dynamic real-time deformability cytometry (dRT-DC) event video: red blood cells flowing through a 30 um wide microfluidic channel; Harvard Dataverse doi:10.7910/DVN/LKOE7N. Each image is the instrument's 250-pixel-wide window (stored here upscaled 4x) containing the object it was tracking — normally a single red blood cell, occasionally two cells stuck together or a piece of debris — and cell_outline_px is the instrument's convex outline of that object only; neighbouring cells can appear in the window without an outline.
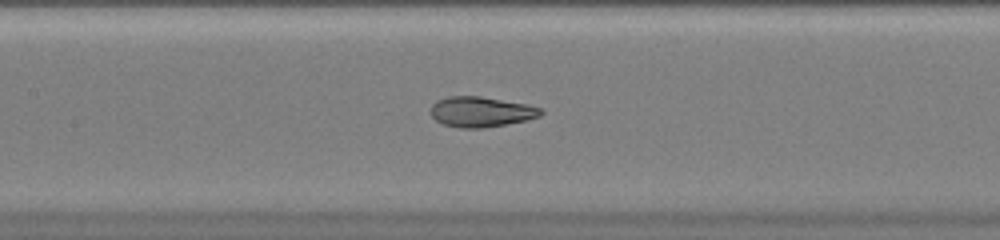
{"species": "common noctule bat (a hibernating species)", "species_latin": "Nyctalus noctula", "temperature_condition": "warm", "stored_images_in_passage": 51, "camera_frame_rate_fps": 3000, "um_per_image_px": 0.085, "animal": {"sex": "female", "body_mass_g": 20.0, "forearm_length_mm": 54.0}, "frame": {"image": 1, "passage_image": 25, "time_ms": 8.0, "image_size_px": [1000, 240], "cell_outline_px": [[544, 112], [540, 116], [528, 120], [484, 128], [460, 128], [444, 124], [436, 120], [432, 116], [432, 104], [436, 100], [448, 96], [480, 96], [528, 104], [540, 108]], "centroid_in_image_um": [40.91, 9.5], "position_along_channel_um": 166.5, "area_um2": 19.48}}
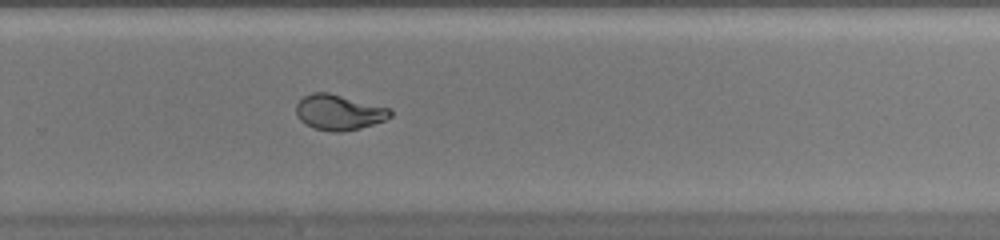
{"frame": {"image": 2, "passage_image": 35, "time_ms": 11.333, "image_size_px": [1000, 240], "cell_outline_px": [[392, 116], [384, 120], [360, 128], [340, 132], [332, 132], [312, 128], [304, 124], [296, 116], [296, 104], [304, 96], [312, 92], [328, 92], [392, 108]], "centroid_in_image_um": [28.79, 9.54], "position_along_channel_um": 301.0, "area_um2": 19.65}}
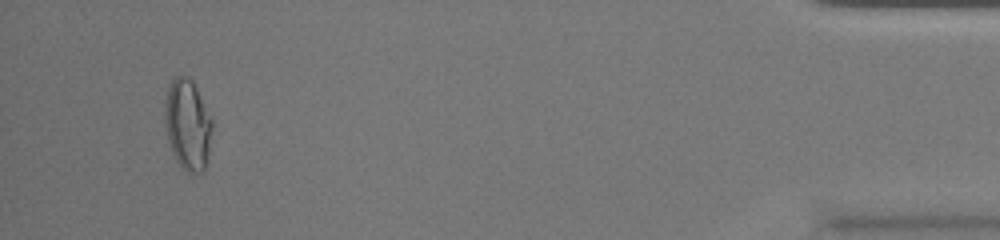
{"frame": {"image": 3, "passage_image": 49, "time_ms": 16.0, "image_size_px": [1000, 240], "cell_outline_px": [[212, 124], [208, 152], [204, 168], [200, 172], [188, 172], [176, 160], [172, 152], [168, 140], [164, 124], [164, 104], [168, 84], [176, 76], [184, 76], [192, 80], [212, 120]], "centroid_in_image_um": [15.9, 10.56], "position_along_channel_um": 419.3, "area_um2": 24.68}}